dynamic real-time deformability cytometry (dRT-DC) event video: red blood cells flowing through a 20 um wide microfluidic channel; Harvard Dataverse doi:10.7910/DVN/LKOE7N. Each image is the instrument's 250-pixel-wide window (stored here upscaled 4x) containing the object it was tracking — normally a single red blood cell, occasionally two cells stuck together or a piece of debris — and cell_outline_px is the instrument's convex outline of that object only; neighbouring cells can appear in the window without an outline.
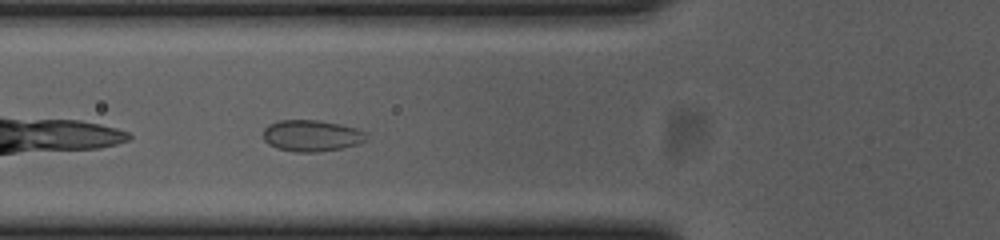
{"species": "common noctule bat (a hibernating species)", "species_latin": "Nyctalus noctula", "temperature_condition": "cold", "stored_images_in_passage": 36, "camera_frame_rate_fps": 3000, "um_per_image_px": 0.085, "animal": {"sex": "female", "body_mass_g": 23.0, "forearm_length_mm": 53.4}, "frame": {"image": 1, "passage_image": 4, "time_ms": 1.0, "image_size_px": [1000, 240], "cell_outline_px": [[368, 132], [364, 140], [356, 144], [340, 148], [316, 152], [296, 152], [276, 148], [268, 144], [264, 140], [264, 128], [268, 124], [280, 120], [320, 120], [340, 124], [356, 128]], "centroid_in_image_um": [26.46, 11.52], "position_along_channel_um": 99.3, "area_um2": 18.84}}
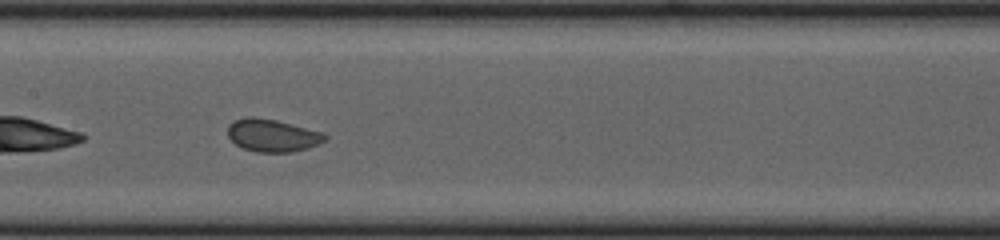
{"frame": {"image": 2, "passage_image": 11, "time_ms": 3.333, "image_size_px": [1000, 240], "cell_outline_px": [[328, 136], [324, 140], [308, 148], [292, 152], [256, 152], [244, 148], [236, 144], [228, 136], [228, 124], [236, 120], [248, 116], [252, 116], [276, 120], [324, 132]], "centroid_in_image_um": [23.16, 11.5], "position_along_channel_um": 184.2, "area_um2": 18.38}}
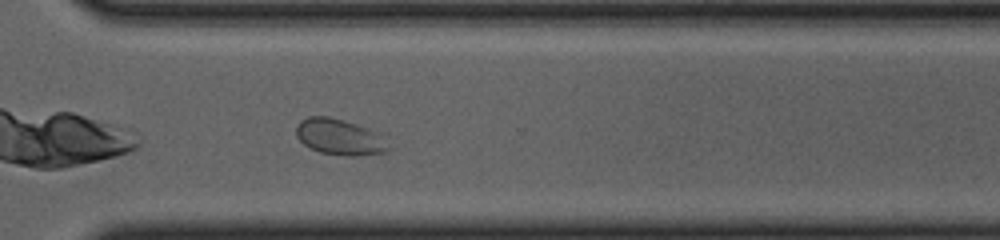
{"frame": {"image": 3, "passage_image": 24, "time_ms": 7.667, "image_size_px": [1000, 240], "cell_outline_px": [[392, 148], [388, 152], [356, 156], [344, 156], [320, 152], [308, 148], [296, 136], [296, 124], [300, 120], [308, 116], [328, 116], [344, 120], [380, 132]], "centroid_in_image_um": [28.89, 11.65], "position_along_channel_um": 341.7, "area_um2": 19.83}}